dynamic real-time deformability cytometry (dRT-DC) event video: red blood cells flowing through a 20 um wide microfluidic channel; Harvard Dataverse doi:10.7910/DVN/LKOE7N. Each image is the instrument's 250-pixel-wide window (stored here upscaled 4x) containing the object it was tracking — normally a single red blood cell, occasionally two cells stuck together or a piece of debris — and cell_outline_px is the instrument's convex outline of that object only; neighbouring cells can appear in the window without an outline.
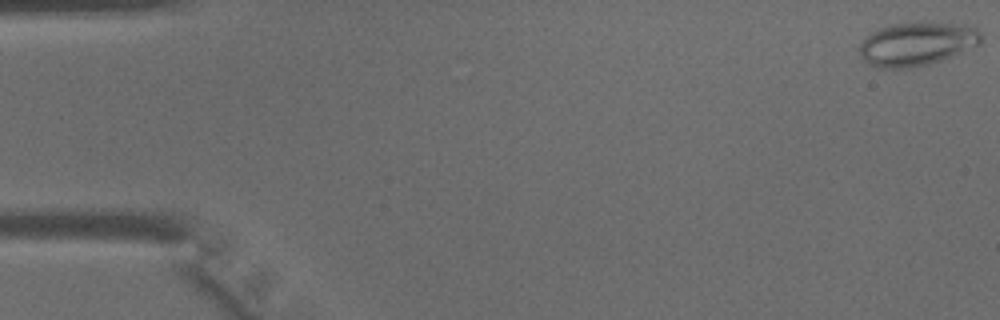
{"species": "common noctule bat (a hibernating species)", "species_latin": "Nyctalus noctula", "temperature_condition": "warm", "stored_images_in_passage": 45, "camera_frame_rate_fps": 3000, "um_per_image_px": 0.085, "animal": {"sex": "male", "body_mass_g": 15.6}, "frame": {"image": 1, "passage_image": 1, "time_ms": 0.0, "image_size_px": [1000, 320], "cell_outline_px": [[984, 36], [980, 44], [952, 56], [928, 64], [908, 68], [876, 68], [868, 64], [864, 60], [860, 52], [860, 44], [872, 32], [880, 28], [892, 24], [920, 20], [976, 24]], "centroid_in_image_um": [78.03, 3.67], "position_along_channel_um": 7.0, "area_um2": 31.79}}
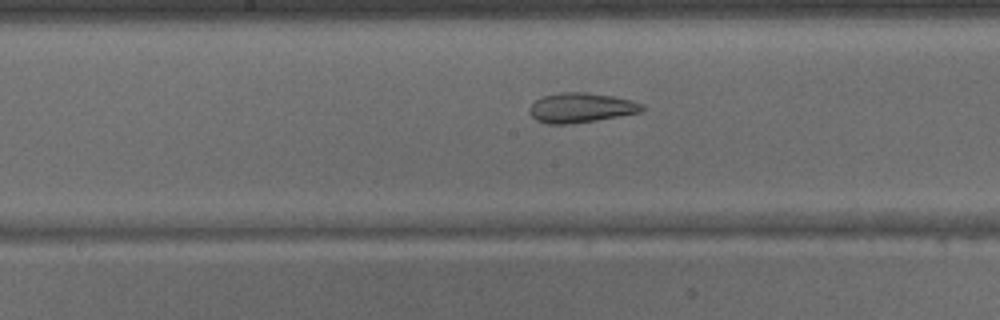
{"frame": {"image": 2, "passage_image": 23, "time_ms": 7.333, "image_size_px": [1000, 320], "cell_outline_px": [[644, 108], [640, 112], [596, 120], [568, 124], [548, 124], [536, 120], [528, 112], [528, 108], [536, 100], [544, 96], [560, 92], [588, 92], [612, 96], [632, 100], [644, 104]], "centroid_in_image_um": [49.37, 9.15], "position_along_channel_um": 198.8, "area_um2": 19.48}}
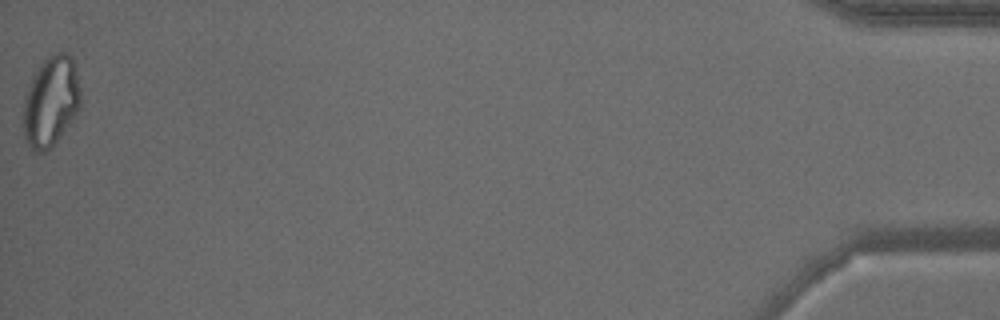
{"frame": {"image": 3, "passage_image": 45, "time_ms": 14.667, "image_size_px": [1000, 320], "cell_outline_px": [[80, 108], [56, 140], [44, 152], [36, 152], [24, 140], [24, 100], [28, 88], [40, 64], [52, 52], [68, 52], [72, 56], [80, 88]], "centroid_in_image_um": [4.33, 8.58], "position_along_channel_um": 430.9, "area_um2": 29.54}}